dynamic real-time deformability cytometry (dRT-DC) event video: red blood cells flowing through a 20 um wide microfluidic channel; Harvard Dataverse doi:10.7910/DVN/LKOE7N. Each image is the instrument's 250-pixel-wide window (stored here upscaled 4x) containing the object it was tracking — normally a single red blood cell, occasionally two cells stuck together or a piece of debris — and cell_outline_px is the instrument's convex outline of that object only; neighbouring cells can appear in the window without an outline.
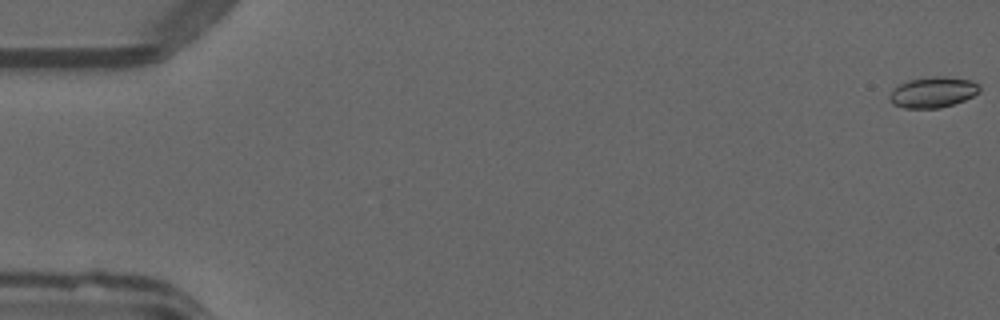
{"species": "common noctule bat (a hibernating species)", "species_latin": "Nyctalus noctula", "temperature_condition": "warm", "stored_images_in_passage": 11, "camera_frame_rate_fps": 3000, "um_per_image_px": 0.085, "animal": {"sex": "male", "forearm_length_mm": 52.5}, "frame": {"image": 1, "passage_image": 1, "time_ms": 0.0, "image_size_px": [1000, 320], "cell_outline_px": [[980, 92], [964, 100], [940, 108], [904, 108], [892, 104], [888, 96], [892, 88], [908, 80], [932, 76], [944, 76], [968, 80], [976, 84], [980, 88]], "centroid_in_image_um": [79.24, 7.84], "position_along_channel_um": 5.8, "area_um2": 16.07}}